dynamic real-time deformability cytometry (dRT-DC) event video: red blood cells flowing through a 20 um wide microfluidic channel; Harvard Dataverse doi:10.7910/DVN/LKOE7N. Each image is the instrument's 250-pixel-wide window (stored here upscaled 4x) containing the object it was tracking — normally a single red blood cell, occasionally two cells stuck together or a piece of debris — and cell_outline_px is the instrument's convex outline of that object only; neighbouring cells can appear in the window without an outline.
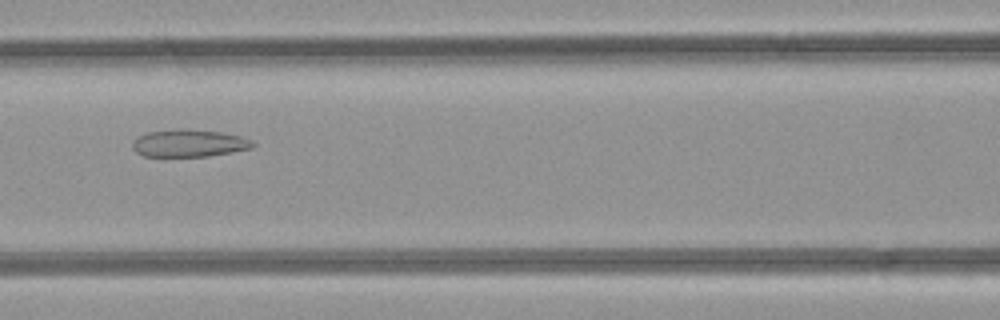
{"species": "common noctule bat (a hibernating species)", "species_latin": "Nyctalus noctula", "temperature_condition": "room temperature", "stored_images_in_passage": 43, "camera_frame_rate_fps": 3000, "um_per_image_px": 0.085, "animal": {"sex": "female", "body_mass_g": 21.9}, "frame": {"image": 1, "passage_image": 16, "time_ms": 5.0, "image_size_px": [1000, 320], "cell_outline_px": [[256, 144], [252, 148], [232, 152], [208, 156], [144, 156], [136, 152], [132, 148], [132, 144], [140, 136], [148, 132], [176, 128], [180, 128], [220, 132], [240, 136], [252, 140]], "centroid_in_image_um": [16.09, 12.17], "position_along_channel_um": 150.5, "area_um2": 19.13}}
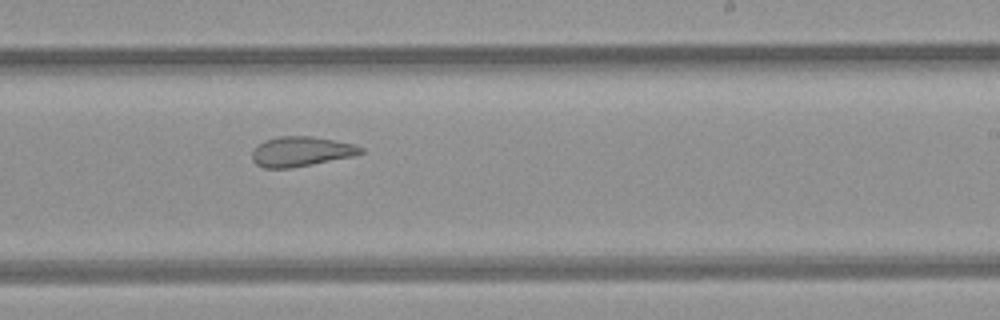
{"frame": {"image": 2, "passage_image": 24, "time_ms": 7.667, "image_size_px": [1000, 320], "cell_outline_px": [[364, 152], [352, 156], [292, 168], [264, 168], [256, 164], [252, 160], [252, 152], [264, 140], [280, 136], [312, 136], [352, 144], [364, 148]], "centroid_in_image_um": [25.57, 12.88], "position_along_channel_um": 263.4, "area_um2": 18.67}}
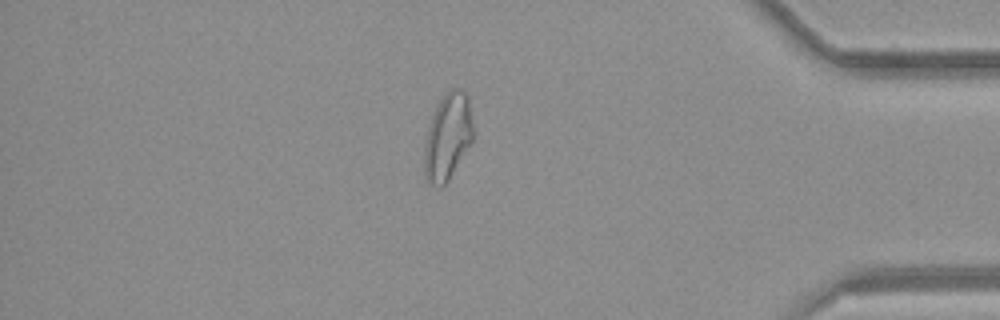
{"frame": {"image": 3, "passage_image": 36, "time_ms": 11.667, "image_size_px": [1000, 320], "cell_outline_px": [[472, 144], [448, 180], [440, 188], [428, 184], [424, 176], [424, 144], [428, 128], [436, 104], [452, 88], [460, 88], [468, 96], [472, 124]], "centroid_in_image_um": [38.04, 11.67], "position_along_channel_um": 397.2, "area_um2": 24.74}, "authors_computed_cell_mechanics": {"area_um2": 23.6402, "velocity_mm_per_s": 4.2487, "shape_relaxation_time_tau1_ms": null, "shape_relaxation_time_tau2_ms": 2.1777, "deformation_change_tau1": null, "deformation_change_tau2": 0.0994}}